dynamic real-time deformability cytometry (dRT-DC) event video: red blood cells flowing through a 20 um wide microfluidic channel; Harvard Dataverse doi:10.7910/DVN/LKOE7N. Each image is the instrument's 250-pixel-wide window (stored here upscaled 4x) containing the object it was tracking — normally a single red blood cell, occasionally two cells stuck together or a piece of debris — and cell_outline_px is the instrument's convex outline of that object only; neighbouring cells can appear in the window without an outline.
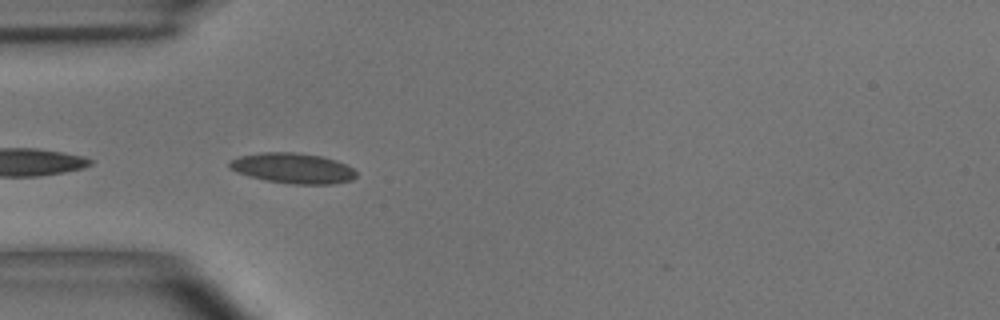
{"species": "common noctule bat (a hibernating species)", "species_latin": "Nyctalus noctula", "temperature_condition": "room temperature", "stored_images_in_passage": 9, "camera_frame_rate_fps": 3000, "um_per_image_px": 0.085, "animal": {"sex": "male", "body_mass_g": 15.6}, "frame": {"image": 1, "passage_image": 2, "time_ms": 0.333, "image_size_px": [1000, 320], "cell_outline_px": [[356, 176], [352, 180], [332, 184], [292, 184], [264, 180], [248, 176], [236, 172], [228, 168], [228, 160], [240, 156], [260, 152], [292, 152], [320, 156], [336, 160], [352, 168], [356, 172]], "centroid_in_image_um": [24.84, 14.3], "position_along_channel_um": 60.2, "area_um2": 22.54}}